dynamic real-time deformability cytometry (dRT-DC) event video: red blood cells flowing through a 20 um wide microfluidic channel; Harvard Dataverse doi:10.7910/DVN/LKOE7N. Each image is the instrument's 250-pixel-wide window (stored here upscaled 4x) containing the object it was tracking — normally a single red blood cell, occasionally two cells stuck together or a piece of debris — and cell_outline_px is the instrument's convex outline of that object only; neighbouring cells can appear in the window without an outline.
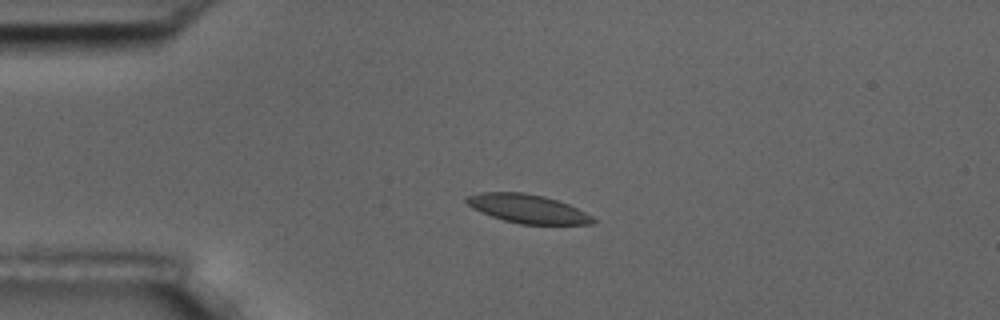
{"species": "common noctule bat (a hibernating species)", "species_latin": "Nyctalus noctula", "temperature_condition": "room temperature", "stored_images_in_passage": 4, "camera_frame_rate_fps": 3000, "um_per_image_px": 0.085, "animal": {"sex": "male", "body_mass_g": 17.5, "forearm_length_mm": 52.3}, "frame": {"image": 1, "passage_image": 3, "time_ms": 2.667, "image_size_px": [1000, 320], "cell_outline_px": [[596, 220], [592, 224], [520, 224], [504, 220], [480, 212], [472, 208], [464, 200], [468, 196], [480, 192], [524, 192], [544, 196], [568, 204], [592, 216]], "centroid_in_image_um": [44.82, 17.74], "position_along_channel_um": 40.2, "area_um2": 20.98}}